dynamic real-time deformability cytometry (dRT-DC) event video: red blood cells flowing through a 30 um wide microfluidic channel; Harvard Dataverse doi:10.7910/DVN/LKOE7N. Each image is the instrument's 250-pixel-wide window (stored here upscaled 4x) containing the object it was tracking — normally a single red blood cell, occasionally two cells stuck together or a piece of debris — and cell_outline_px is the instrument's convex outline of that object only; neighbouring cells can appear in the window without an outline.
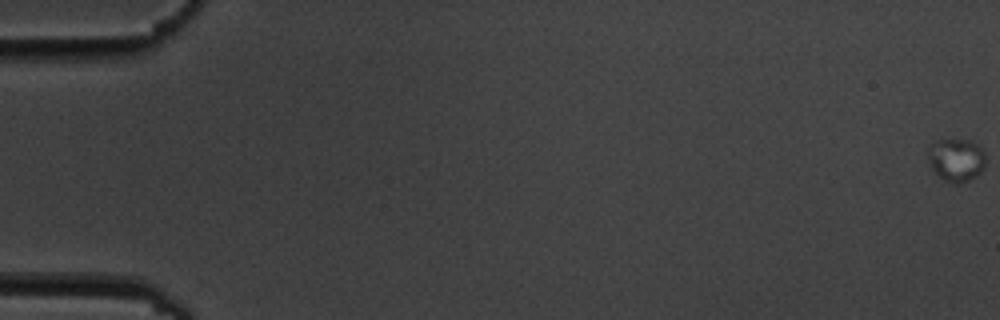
{"species": "common noctule bat (a hibernating species)", "species_latin": "Nyctalus noctula", "temperature_condition": "cold", "stored_images_in_passage": 5, "camera_frame_rate_fps": 3000, "um_per_image_px": 0.085, "animal": {"sex": "male", "body_mass_g": 19.5, "forearm_length_mm": 54.6}, "frame": {"image": 1, "passage_image": 1, "time_ms": 0.0, "image_size_px": [1000, 320], "cell_outline_px": [[984, 168], [976, 176], [968, 180], [956, 184], [944, 180], [936, 176], [928, 160], [928, 152], [932, 144], [936, 140], [972, 140], [984, 152]], "centroid_in_image_um": [81.26, 13.6], "position_along_channel_um": 3.7, "area_um2": 14.33}}
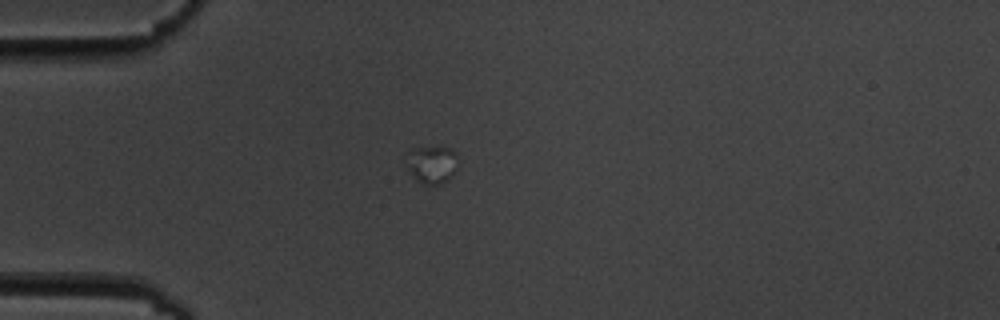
{"frame": {"image": 2, "passage_image": 5, "time_ms": 5.667, "image_size_px": [1000, 320], "cell_outline_px": [[456, 168], [452, 176], [440, 184], [424, 184], [416, 180], [408, 168], [408, 152], [412, 148], [448, 148], [456, 152]], "centroid_in_image_um": [36.71, 13.99], "position_along_channel_um": 48.3, "area_um2": 10.92}}